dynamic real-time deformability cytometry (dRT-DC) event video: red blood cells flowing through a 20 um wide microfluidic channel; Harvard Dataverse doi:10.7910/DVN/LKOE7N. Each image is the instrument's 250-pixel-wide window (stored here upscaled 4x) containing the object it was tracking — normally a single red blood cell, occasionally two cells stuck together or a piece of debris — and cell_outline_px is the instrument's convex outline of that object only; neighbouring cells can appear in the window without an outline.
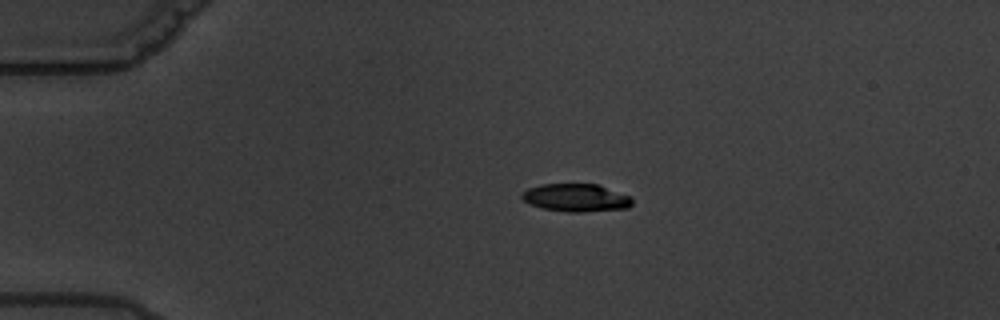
{"species": "common noctule bat (a hibernating species)", "species_latin": "Nyctalus noctula", "temperature_condition": "warm", "stored_images_in_passage": 5, "camera_frame_rate_fps": 3000, "um_per_image_px": 0.085, "animal": {"sex": "male", "body_mass_g": 19.5, "forearm_length_mm": 54.6}, "frame": {"image": 1, "passage_image": 1, "time_ms": 0.0, "image_size_px": [1000, 320], "cell_outline_px": [[632, 204], [628, 208], [584, 212], [568, 212], [544, 208], [532, 204], [524, 200], [520, 196], [528, 188], [540, 184], [596, 184], [632, 196]], "centroid_in_image_um": [49.0, 16.8], "position_along_channel_um": 36.0, "area_um2": 17.8}}
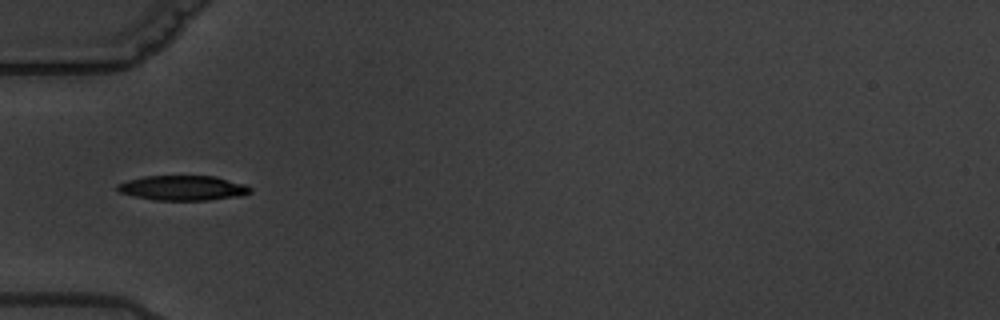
{"frame": {"image": 2, "passage_image": 3, "time_ms": 2.333, "image_size_px": [1000, 320], "cell_outline_px": [[252, 192], [240, 196], [208, 200], [156, 200], [136, 196], [120, 192], [116, 188], [116, 184], [128, 180], [144, 176], [216, 176], [244, 184], [252, 188]], "centroid_in_image_um": [15.57, 15.97], "position_along_channel_um": 69.4, "area_um2": 19.19}}